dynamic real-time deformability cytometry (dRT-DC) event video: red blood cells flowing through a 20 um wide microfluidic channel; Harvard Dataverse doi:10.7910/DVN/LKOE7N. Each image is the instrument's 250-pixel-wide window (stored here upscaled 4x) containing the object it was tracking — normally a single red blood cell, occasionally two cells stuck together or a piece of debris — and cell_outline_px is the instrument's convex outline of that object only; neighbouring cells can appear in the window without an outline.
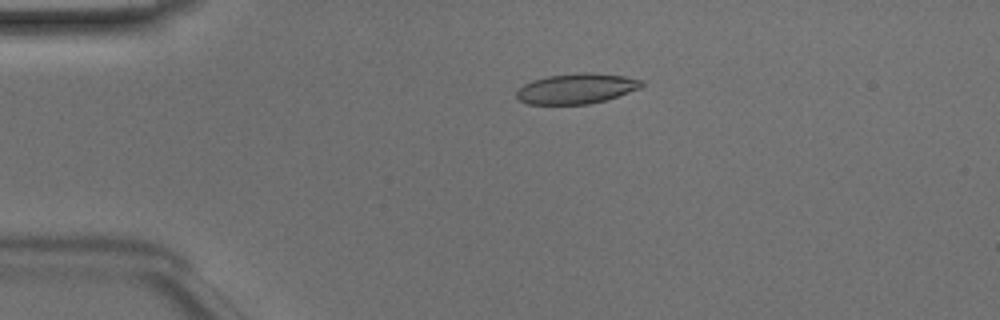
{"species": "Egyptian fruit bat (a non-hibernating species)", "species_latin": "Rousettus aegyptiacus", "temperature_condition": "room temperature", "stored_images_in_passage": 49, "camera_frame_rate_fps": 3000, "um_per_image_px": 0.085, "animal": {"sex": "male"}, "frame": {"image": 1, "passage_image": 11, "time_ms": 3.333, "image_size_px": [1000, 320], "cell_outline_px": [[644, 84], [640, 88], [604, 100], [588, 104], [528, 104], [516, 100], [516, 92], [524, 84], [532, 80], [548, 76], [576, 72], [588, 72], [624, 76], [644, 80]], "centroid_in_image_um": [48.97, 7.52], "position_along_channel_um": 36.0, "area_um2": 22.08}}
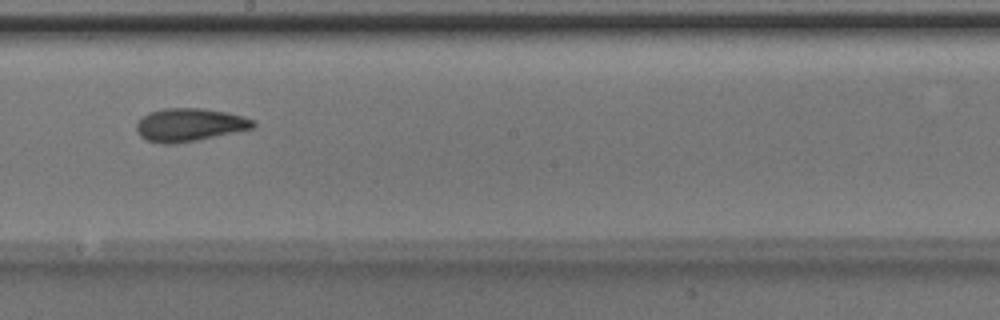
{"frame": {"image": 2, "passage_image": 28, "time_ms": 9.0, "image_size_px": [1000, 320], "cell_outline_px": [[256, 124], [252, 128], [196, 140], [172, 144], [164, 144], [148, 140], [140, 136], [136, 132], [136, 124], [148, 112], [164, 108], [200, 108], [224, 112], [244, 116], [256, 120]], "centroid_in_image_um": [16.09, 10.6], "position_along_channel_um": 232.1, "area_um2": 22.25}}
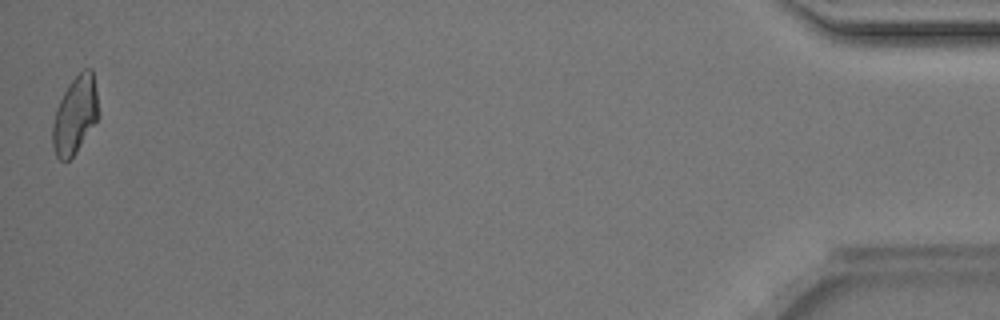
{"frame": {"image": 3, "passage_image": 49, "time_ms": 16.0, "image_size_px": [1000, 320], "cell_outline_px": [[96, 120], [76, 152], [64, 164], [56, 156], [52, 144], [52, 124], [56, 108], [68, 84], [84, 68], [92, 68], [96, 92]], "centroid_in_image_um": [6.33, 9.8], "position_along_channel_um": 428.9, "area_um2": 20.23}, "authors_computed_cell_mechanics": {"area_um2": 21.675, "velocity_mm_per_s": 4.1414, "shape_relaxation_time_tau1_ms": 5.0428, "shape_relaxation_time_tau2_ms": 1.7687, "deformation_change_tau1": 0.1435, "deformation_change_tau2": 0.0741}}